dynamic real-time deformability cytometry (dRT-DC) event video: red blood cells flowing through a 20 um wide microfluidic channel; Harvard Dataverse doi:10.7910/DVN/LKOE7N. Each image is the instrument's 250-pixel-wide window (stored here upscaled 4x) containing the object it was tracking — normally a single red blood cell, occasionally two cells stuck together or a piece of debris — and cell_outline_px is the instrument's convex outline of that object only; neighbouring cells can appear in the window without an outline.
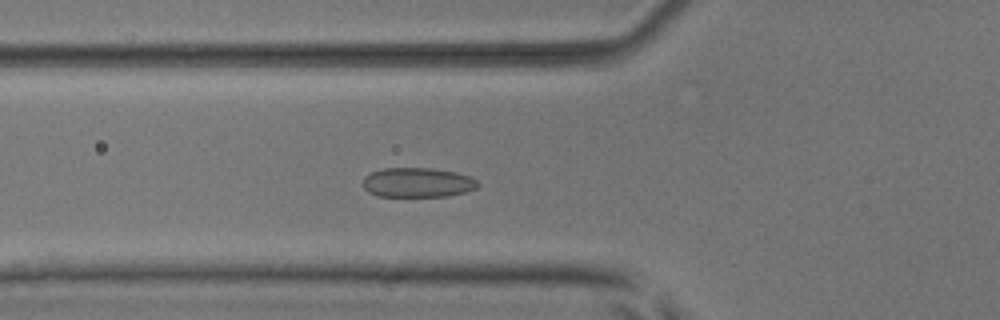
{"species": "common noctule bat (a hibernating species)", "species_latin": "Nyctalus noctula", "temperature_condition": "room temperature", "stored_images_in_passage": 43, "camera_frame_rate_fps": 3000, "um_per_image_px": 0.085, "animal": {"sex": "male", "body_mass_g": 17.9, "forearm_length_mm": 54.2}, "frame": {"image": 1, "passage_image": 9, "time_ms": 2.667, "image_size_px": [1000, 320], "cell_outline_px": [[480, 184], [476, 188], [464, 192], [448, 196], [376, 196], [368, 192], [364, 188], [364, 176], [372, 172], [384, 168], [432, 168], [456, 172], [468, 176], [476, 180]], "centroid_in_image_um": [35.49, 15.51], "position_along_channel_um": 90.3, "area_um2": 19.77}}
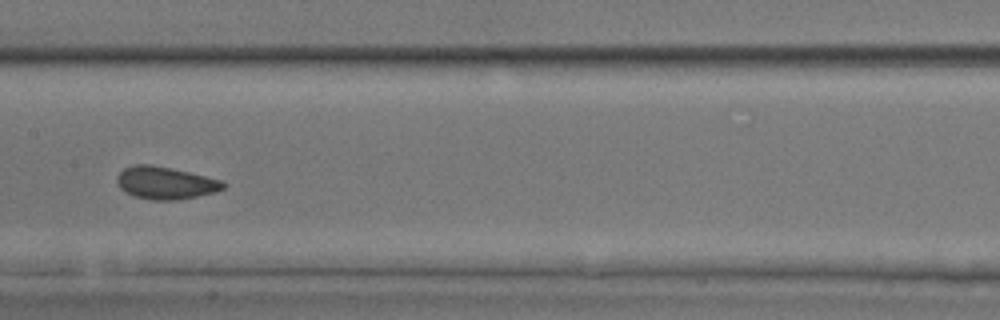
{"frame": {"image": 2, "passage_image": 17, "time_ms": 5.333, "image_size_px": [1000, 320], "cell_outline_px": [[228, 184], [224, 188], [216, 192], [176, 200], [152, 200], [136, 196], [120, 188], [116, 180], [116, 176], [124, 168], [132, 164], [152, 164], [188, 172], [220, 180]], "centroid_in_image_um": [14.05, 15.54], "position_along_channel_um": 193.3, "area_um2": 19.94}}
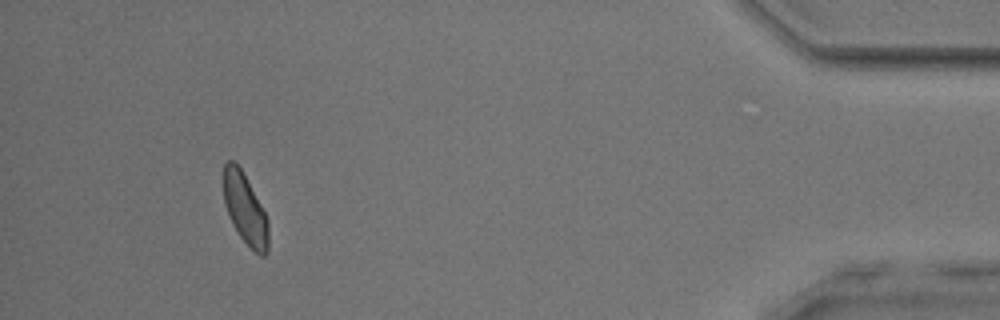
{"frame": {"image": 3, "passage_image": 39, "time_ms": 12.667, "image_size_px": [1000, 320], "cell_outline_px": [[268, 252], [264, 256], [260, 256], [240, 236], [232, 224], [224, 204], [224, 164], [228, 160], [236, 160], [260, 204], [268, 220]], "centroid_in_image_um": [20.82, 17.76], "position_along_channel_um": 414.4, "area_um2": 18.21}, "authors_computed_cell_mechanics": {"area_um2": 19.5942, "velocity_mm_per_s": 3.87, "shape_relaxation_time_tau1_ms": 3.3608, "shape_relaxation_time_tau2_ms": 1.8097, "deformation_change_tau1": 0.0709, "deformation_change_tau2": 0.0631}}